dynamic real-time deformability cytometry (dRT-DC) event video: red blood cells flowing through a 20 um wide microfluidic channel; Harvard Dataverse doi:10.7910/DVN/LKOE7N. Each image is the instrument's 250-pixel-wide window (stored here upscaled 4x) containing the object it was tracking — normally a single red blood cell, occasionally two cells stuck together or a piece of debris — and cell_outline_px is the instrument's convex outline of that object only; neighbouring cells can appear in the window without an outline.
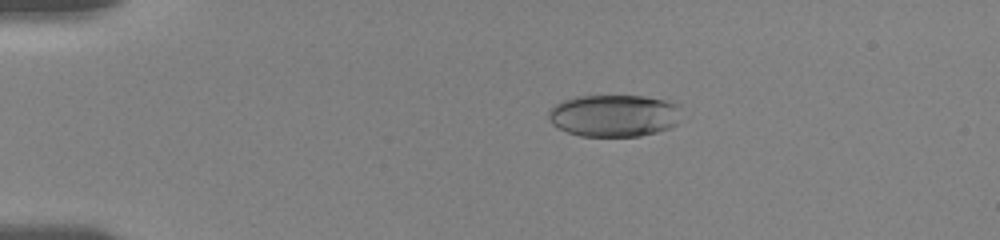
{"species": "human", "species_latin": "Homo sapiens", "temperature_condition": "room temperature", "stored_images_in_passage": 10, "camera_frame_rate_fps": 3000, "um_per_image_px": 0.085, "donor": {"sex": "female"}, "frame": {"image": 1, "passage_image": 6, "time_ms": 3.667, "image_size_px": [1000, 240], "cell_outline_px": [[680, 108], [676, 124], [668, 128], [656, 132], [640, 136], [580, 136], [568, 132], [552, 124], [548, 120], [548, 112], [556, 104], [564, 100], [576, 96], [644, 96], [664, 100], [680, 104]], "centroid_in_image_um": [52.18, 9.82], "position_along_channel_um": 32.8, "area_um2": 32.54}}
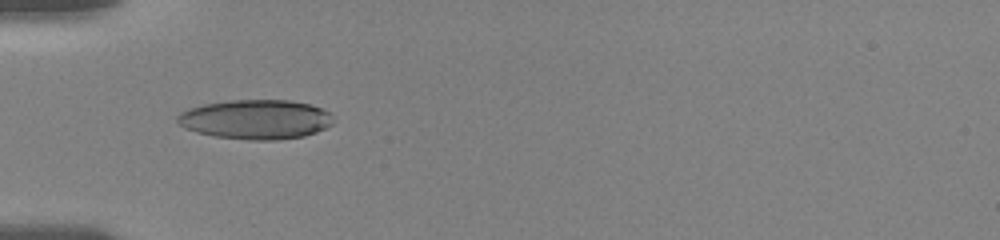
{"frame": {"image": 2, "passage_image": 9, "time_ms": 6.0, "image_size_px": [1000, 240], "cell_outline_px": [[332, 124], [316, 132], [304, 136], [276, 140], [248, 140], [212, 136], [196, 132], [184, 128], [176, 120], [176, 116], [180, 112], [188, 108], [204, 104], [232, 100], [292, 100], [308, 104], [320, 108], [328, 112]], "centroid_in_image_um": [21.68, 10.15], "position_along_channel_um": 63.3, "area_um2": 35.84}}
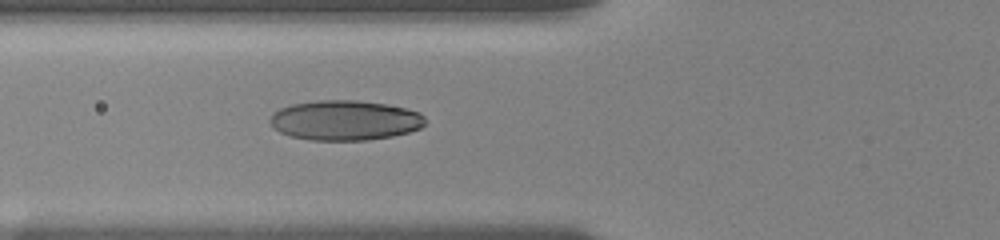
{"frame": {"image": 3, "passage_image": 10, "time_ms": 7.0, "image_size_px": [1000, 240], "cell_outline_px": [[424, 124], [420, 128], [408, 132], [392, 136], [368, 140], [312, 140], [292, 136], [280, 132], [272, 128], [268, 120], [272, 112], [280, 108], [292, 104], [320, 100], [356, 100], [384, 104], [404, 108], [420, 112], [424, 116]], "centroid_in_image_um": [29.28, 10.22], "position_along_channel_um": 96.5, "area_um2": 36.13}}